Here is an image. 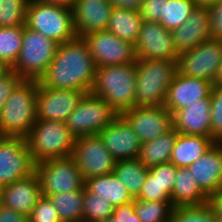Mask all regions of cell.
<instances>
[{"label":"cell","instance_id":"cell-35","mask_svg":"<svg viewBox=\"0 0 222 222\" xmlns=\"http://www.w3.org/2000/svg\"><path fill=\"white\" fill-rule=\"evenodd\" d=\"M30 0H0V27H24Z\"/></svg>","mask_w":222,"mask_h":222},{"label":"cell","instance_id":"cell-45","mask_svg":"<svg viewBox=\"0 0 222 222\" xmlns=\"http://www.w3.org/2000/svg\"><path fill=\"white\" fill-rule=\"evenodd\" d=\"M0 222H28V217L2 205L0 208Z\"/></svg>","mask_w":222,"mask_h":222},{"label":"cell","instance_id":"cell-44","mask_svg":"<svg viewBox=\"0 0 222 222\" xmlns=\"http://www.w3.org/2000/svg\"><path fill=\"white\" fill-rule=\"evenodd\" d=\"M112 216L117 219V222H141L135 213L134 201L115 206Z\"/></svg>","mask_w":222,"mask_h":222},{"label":"cell","instance_id":"cell-32","mask_svg":"<svg viewBox=\"0 0 222 222\" xmlns=\"http://www.w3.org/2000/svg\"><path fill=\"white\" fill-rule=\"evenodd\" d=\"M134 209L141 222H170L172 201H142L134 198Z\"/></svg>","mask_w":222,"mask_h":222},{"label":"cell","instance_id":"cell-39","mask_svg":"<svg viewBox=\"0 0 222 222\" xmlns=\"http://www.w3.org/2000/svg\"><path fill=\"white\" fill-rule=\"evenodd\" d=\"M136 199L142 201H171V196L162 188L156 179V175L148 172L142 189Z\"/></svg>","mask_w":222,"mask_h":222},{"label":"cell","instance_id":"cell-26","mask_svg":"<svg viewBox=\"0 0 222 222\" xmlns=\"http://www.w3.org/2000/svg\"><path fill=\"white\" fill-rule=\"evenodd\" d=\"M85 187L102 198H106L114 207L134 200L126 186L114 174L101 175L85 181Z\"/></svg>","mask_w":222,"mask_h":222},{"label":"cell","instance_id":"cell-16","mask_svg":"<svg viewBox=\"0 0 222 222\" xmlns=\"http://www.w3.org/2000/svg\"><path fill=\"white\" fill-rule=\"evenodd\" d=\"M137 59L177 61L178 53L173 45L172 33L159 22L143 20L135 44Z\"/></svg>","mask_w":222,"mask_h":222},{"label":"cell","instance_id":"cell-4","mask_svg":"<svg viewBox=\"0 0 222 222\" xmlns=\"http://www.w3.org/2000/svg\"><path fill=\"white\" fill-rule=\"evenodd\" d=\"M38 81L23 79L0 112V136L25 137L36 122Z\"/></svg>","mask_w":222,"mask_h":222},{"label":"cell","instance_id":"cell-17","mask_svg":"<svg viewBox=\"0 0 222 222\" xmlns=\"http://www.w3.org/2000/svg\"><path fill=\"white\" fill-rule=\"evenodd\" d=\"M98 135L116 161L138 158L141 142L122 115H117Z\"/></svg>","mask_w":222,"mask_h":222},{"label":"cell","instance_id":"cell-6","mask_svg":"<svg viewBox=\"0 0 222 222\" xmlns=\"http://www.w3.org/2000/svg\"><path fill=\"white\" fill-rule=\"evenodd\" d=\"M25 26L58 44L75 39L72 8L30 0Z\"/></svg>","mask_w":222,"mask_h":222},{"label":"cell","instance_id":"cell-52","mask_svg":"<svg viewBox=\"0 0 222 222\" xmlns=\"http://www.w3.org/2000/svg\"><path fill=\"white\" fill-rule=\"evenodd\" d=\"M2 199H3V186H0V208L3 205Z\"/></svg>","mask_w":222,"mask_h":222},{"label":"cell","instance_id":"cell-25","mask_svg":"<svg viewBox=\"0 0 222 222\" xmlns=\"http://www.w3.org/2000/svg\"><path fill=\"white\" fill-rule=\"evenodd\" d=\"M173 207L200 206L208 203V197L202 192L192 173L186 167H177L171 194Z\"/></svg>","mask_w":222,"mask_h":222},{"label":"cell","instance_id":"cell-50","mask_svg":"<svg viewBox=\"0 0 222 222\" xmlns=\"http://www.w3.org/2000/svg\"><path fill=\"white\" fill-rule=\"evenodd\" d=\"M216 85L222 86V63L220 65V68L216 76Z\"/></svg>","mask_w":222,"mask_h":222},{"label":"cell","instance_id":"cell-14","mask_svg":"<svg viewBox=\"0 0 222 222\" xmlns=\"http://www.w3.org/2000/svg\"><path fill=\"white\" fill-rule=\"evenodd\" d=\"M85 95L83 90L53 89L38 81L36 120L66 122Z\"/></svg>","mask_w":222,"mask_h":222},{"label":"cell","instance_id":"cell-3","mask_svg":"<svg viewBox=\"0 0 222 222\" xmlns=\"http://www.w3.org/2000/svg\"><path fill=\"white\" fill-rule=\"evenodd\" d=\"M177 72V61L137 59L135 106H163Z\"/></svg>","mask_w":222,"mask_h":222},{"label":"cell","instance_id":"cell-18","mask_svg":"<svg viewBox=\"0 0 222 222\" xmlns=\"http://www.w3.org/2000/svg\"><path fill=\"white\" fill-rule=\"evenodd\" d=\"M213 86L207 80L187 77L177 72L166 93L164 106L174 114L177 110L210 96Z\"/></svg>","mask_w":222,"mask_h":222},{"label":"cell","instance_id":"cell-9","mask_svg":"<svg viewBox=\"0 0 222 222\" xmlns=\"http://www.w3.org/2000/svg\"><path fill=\"white\" fill-rule=\"evenodd\" d=\"M222 63V40L211 38L192 50L177 57L178 73L187 77L200 78L216 84V76Z\"/></svg>","mask_w":222,"mask_h":222},{"label":"cell","instance_id":"cell-48","mask_svg":"<svg viewBox=\"0 0 222 222\" xmlns=\"http://www.w3.org/2000/svg\"><path fill=\"white\" fill-rule=\"evenodd\" d=\"M33 1L62 5V6L70 7V8H72V6L74 5V2H75V0H33Z\"/></svg>","mask_w":222,"mask_h":222},{"label":"cell","instance_id":"cell-15","mask_svg":"<svg viewBox=\"0 0 222 222\" xmlns=\"http://www.w3.org/2000/svg\"><path fill=\"white\" fill-rule=\"evenodd\" d=\"M142 143L151 141L173 128V114L165 106H135L121 114Z\"/></svg>","mask_w":222,"mask_h":222},{"label":"cell","instance_id":"cell-46","mask_svg":"<svg viewBox=\"0 0 222 222\" xmlns=\"http://www.w3.org/2000/svg\"><path fill=\"white\" fill-rule=\"evenodd\" d=\"M113 7L139 11L143 0H108Z\"/></svg>","mask_w":222,"mask_h":222},{"label":"cell","instance_id":"cell-36","mask_svg":"<svg viewBox=\"0 0 222 222\" xmlns=\"http://www.w3.org/2000/svg\"><path fill=\"white\" fill-rule=\"evenodd\" d=\"M170 222H215V212L209 203L174 207Z\"/></svg>","mask_w":222,"mask_h":222},{"label":"cell","instance_id":"cell-34","mask_svg":"<svg viewBox=\"0 0 222 222\" xmlns=\"http://www.w3.org/2000/svg\"><path fill=\"white\" fill-rule=\"evenodd\" d=\"M114 206L106 199L84 188L83 222H104L113 215Z\"/></svg>","mask_w":222,"mask_h":222},{"label":"cell","instance_id":"cell-7","mask_svg":"<svg viewBox=\"0 0 222 222\" xmlns=\"http://www.w3.org/2000/svg\"><path fill=\"white\" fill-rule=\"evenodd\" d=\"M58 45L50 38L24 25L21 51L11 70L22 79L39 81L52 62Z\"/></svg>","mask_w":222,"mask_h":222},{"label":"cell","instance_id":"cell-2","mask_svg":"<svg viewBox=\"0 0 222 222\" xmlns=\"http://www.w3.org/2000/svg\"><path fill=\"white\" fill-rule=\"evenodd\" d=\"M91 93L105 100L117 115L135 107L136 62L96 67Z\"/></svg>","mask_w":222,"mask_h":222},{"label":"cell","instance_id":"cell-49","mask_svg":"<svg viewBox=\"0 0 222 222\" xmlns=\"http://www.w3.org/2000/svg\"><path fill=\"white\" fill-rule=\"evenodd\" d=\"M196 6H209L219 0H192Z\"/></svg>","mask_w":222,"mask_h":222},{"label":"cell","instance_id":"cell-13","mask_svg":"<svg viewBox=\"0 0 222 222\" xmlns=\"http://www.w3.org/2000/svg\"><path fill=\"white\" fill-rule=\"evenodd\" d=\"M96 67L130 64L137 61L135 45L113 33L97 31L82 37Z\"/></svg>","mask_w":222,"mask_h":222},{"label":"cell","instance_id":"cell-10","mask_svg":"<svg viewBox=\"0 0 222 222\" xmlns=\"http://www.w3.org/2000/svg\"><path fill=\"white\" fill-rule=\"evenodd\" d=\"M117 113L101 97L86 93L75 110L66 119V126L77 138L99 134Z\"/></svg>","mask_w":222,"mask_h":222},{"label":"cell","instance_id":"cell-11","mask_svg":"<svg viewBox=\"0 0 222 222\" xmlns=\"http://www.w3.org/2000/svg\"><path fill=\"white\" fill-rule=\"evenodd\" d=\"M71 157L77 163L84 181L114 173L116 160L98 134L77 137Z\"/></svg>","mask_w":222,"mask_h":222},{"label":"cell","instance_id":"cell-28","mask_svg":"<svg viewBox=\"0 0 222 222\" xmlns=\"http://www.w3.org/2000/svg\"><path fill=\"white\" fill-rule=\"evenodd\" d=\"M177 133L178 132L172 128L165 134L151 141L142 143L138 155L139 161L148 168L169 163Z\"/></svg>","mask_w":222,"mask_h":222},{"label":"cell","instance_id":"cell-33","mask_svg":"<svg viewBox=\"0 0 222 222\" xmlns=\"http://www.w3.org/2000/svg\"><path fill=\"white\" fill-rule=\"evenodd\" d=\"M195 6L192 0H169L159 23L167 30H175L187 20Z\"/></svg>","mask_w":222,"mask_h":222},{"label":"cell","instance_id":"cell-38","mask_svg":"<svg viewBox=\"0 0 222 222\" xmlns=\"http://www.w3.org/2000/svg\"><path fill=\"white\" fill-rule=\"evenodd\" d=\"M28 222H61V219L49 197L42 196L29 214Z\"/></svg>","mask_w":222,"mask_h":222},{"label":"cell","instance_id":"cell-20","mask_svg":"<svg viewBox=\"0 0 222 222\" xmlns=\"http://www.w3.org/2000/svg\"><path fill=\"white\" fill-rule=\"evenodd\" d=\"M188 169L208 198L219 191L222 188V142H215Z\"/></svg>","mask_w":222,"mask_h":222},{"label":"cell","instance_id":"cell-29","mask_svg":"<svg viewBox=\"0 0 222 222\" xmlns=\"http://www.w3.org/2000/svg\"><path fill=\"white\" fill-rule=\"evenodd\" d=\"M149 168L138 158L116 161L114 174L126 186L133 198H136L148 175Z\"/></svg>","mask_w":222,"mask_h":222},{"label":"cell","instance_id":"cell-37","mask_svg":"<svg viewBox=\"0 0 222 222\" xmlns=\"http://www.w3.org/2000/svg\"><path fill=\"white\" fill-rule=\"evenodd\" d=\"M212 139L222 142V86L214 85L211 91Z\"/></svg>","mask_w":222,"mask_h":222},{"label":"cell","instance_id":"cell-23","mask_svg":"<svg viewBox=\"0 0 222 222\" xmlns=\"http://www.w3.org/2000/svg\"><path fill=\"white\" fill-rule=\"evenodd\" d=\"M41 197L42 191L35 173L3 186V205L27 217Z\"/></svg>","mask_w":222,"mask_h":222},{"label":"cell","instance_id":"cell-47","mask_svg":"<svg viewBox=\"0 0 222 222\" xmlns=\"http://www.w3.org/2000/svg\"><path fill=\"white\" fill-rule=\"evenodd\" d=\"M208 203L213 208L215 215L222 216V188L208 198Z\"/></svg>","mask_w":222,"mask_h":222},{"label":"cell","instance_id":"cell-1","mask_svg":"<svg viewBox=\"0 0 222 222\" xmlns=\"http://www.w3.org/2000/svg\"><path fill=\"white\" fill-rule=\"evenodd\" d=\"M96 65L83 38L59 44L45 75L39 80L53 89L83 90L90 93Z\"/></svg>","mask_w":222,"mask_h":222},{"label":"cell","instance_id":"cell-51","mask_svg":"<svg viewBox=\"0 0 222 222\" xmlns=\"http://www.w3.org/2000/svg\"><path fill=\"white\" fill-rule=\"evenodd\" d=\"M10 69L2 62H0V78L3 77Z\"/></svg>","mask_w":222,"mask_h":222},{"label":"cell","instance_id":"cell-19","mask_svg":"<svg viewBox=\"0 0 222 222\" xmlns=\"http://www.w3.org/2000/svg\"><path fill=\"white\" fill-rule=\"evenodd\" d=\"M113 6L108 0H75L72 6L73 24L77 37L105 31Z\"/></svg>","mask_w":222,"mask_h":222},{"label":"cell","instance_id":"cell-22","mask_svg":"<svg viewBox=\"0 0 222 222\" xmlns=\"http://www.w3.org/2000/svg\"><path fill=\"white\" fill-rule=\"evenodd\" d=\"M211 97L200 99L173 114V128L186 135L212 138Z\"/></svg>","mask_w":222,"mask_h":222},{"label":"cell","instance_id":"cell-43","mask_svg":"<svg viewBox=\"0 0 222 222\" xmlns=\"http://www.w3.org/2000/svg\"><path fill=\"white\" fill-rule=\"evenodd\" d=\"M23 79L13 70H9L0 78V112L13 90Z\"/></svg>","mask_w":222,"mask_h":222},{"label":"cell","instance_id":"cell-21","mask_svg":"<svg viewBox=\"0 0 222 222\" xmlns=\"http://www.w3.org/2000/svg\"><path fill=\"white\" fill-rule=\"evenodd\" d=\"M209 25L207 6H195L187 20L171 31L176 52L184 53L211 39Z\"/></svg>","mask_w":222,"mask_h":222},{"label":"cell","instance_id":"cell-31","mask_svg":"<svg viewBox=\"0 0 222 222\" xmlns=\"http://www.w3.org/2000/svg\"><path fill=\"white\" fill-rule=\"evenodd\" d=\"M24 27H0V62L11 69L19 56Z\"/></svg>","mask_w":222,"mask_h":222},{"label":"cell","instance_id":"cell-8","mask_svg":"<svg viewBox=\"0 0 222 222\" xmlns=\"http://www.w3.org/2000/svg\"><path fill=\"white\" fill-rule=\"evenodd\" d=\"M35 174L39 181L42 196L45 197L85 188L82 174L71 156L38 162L35 166Z\"/></svg>","mask_w":222,"mask_h":222},{"label":"cell","instance_id":"cell-53","mask_svg":"<svg viewBox=\"0 0 222 222\" xmlns=\"http://www.w3.org/2000/svg\"><path fill=\"white\" fill-rule=\"evenodd\" d=\"M104 222H117V219L114 218L113 216L109 217L106 221Z\"/></svg>","mask_w":222,"mask_h":222},{"label":"cell","instance_id":"cell-54","mask_svg":"<svg viewBox=\"0 0 222 222\" xmlns=\"http://www.w3.org/2000/svg\"><path fill=\"white\" fill-rule=\"evenodd\" d=\"M215 222H222V216L215 215Z\"/></svg>","mask_w":222,"mask_h":222},{"label":"cell","instance_id":"cell-12","mask_svg":"<svg viewBox=\"0 0 222 222\" xmlns=\"http://www.w3.org/2000/svg\"><path fill=\"white\" fill-rule=\"evenodd\" d=\"M36 163L23 136H0V186L35 173Z\"/></svg>","mask_w":222,"mask_h":222},{"label":"cell","instance_id":"cell-41","mask_svg":"<svg viewBox=\"0 0 222 222\" xmlns=\"http://www.w3.org/2000/svg\"><path fill=\"white\" fill-rule=\"evenodd\" d=\"M169 0H143L140 15L145 21L160 22L164 5Z\"/></svg>","mask_w":222,"mask_h":222},{"label":"cell","instance_id":"cell-27","mask_svg":"<svg viewBox=\"0 0 222 222\" xmlns=\"http://www.w3.org/2000/svg\"><path fill=\"white\" fill-rule=\"evenodd\" d=\"M142 22L140 11L113 7L106 30L135 45Z\"/></svg>","mask_w":222,"mask_h":222},{"label":"cell","instance_id":"cell-42","mask_svg":"<svg viewBox=\"0 0 222 222\" xmlns=\"http://www.w3.org/2000/svg\"><path fill=\"white\" fill-rule=\"evenodd\" d=\"M212 38L222 40V0L207 6Z\"/></svg>","mask_w":222,"mask_h":222},{"label":"cell","instance_id":"cell-30","mask_svg":"<svg viewBox=\"0 0 222 222\" xmlns=\"http://www.w3.org/2000/svg\"><path fill=\"white\" fill-rule=\"evenodd\" d=\"M83 198L84 189L49 196L58 211L61 222H83Z\"/></svg>","mask_w":222,"mask_h":222},{"label":"cell","instance_id":"cell-40","mask_svg":"<svg viewBox=\"0 0 222 222\" xmlns=\"http://www.w3.org/2000/svg\"><path fill=\"white\" fill-rule=\"evenodd\" d=\"M177 167L172 163L160 164L149 168L151 175H156V179L162 188L171 196Z\"/></svg>","mask_w":222,"mask_h":222},{"label":"cell","instance_id":"cell-5","mask_svg":"<svg viewBox=\"0 0 222 222\" xmlns=\"http://www.w3.org/2000/svg\"><path fill=\"white\" fill-rule=\"evenodd\" d=\"M25 139L34 162L38 163L47 159L70 157L76 137L65 122L36 120Z\"/></svg>","mask_w":222,"mask_h":222},{"label":"cell","instance_id":"cell-24","mask_svg":"<svg viewBox=\"0 0 222 222\" xmlns=\"http://www.w3.org/2000/svg\"><path fill=\"white\" fill-rule=\"evenodd\" d=\"M215 141L207 136L177 133L170 163L176 167H189L196 162Z\"/></svg>","mask_w":222,"mask_h":222}]
</instances>
